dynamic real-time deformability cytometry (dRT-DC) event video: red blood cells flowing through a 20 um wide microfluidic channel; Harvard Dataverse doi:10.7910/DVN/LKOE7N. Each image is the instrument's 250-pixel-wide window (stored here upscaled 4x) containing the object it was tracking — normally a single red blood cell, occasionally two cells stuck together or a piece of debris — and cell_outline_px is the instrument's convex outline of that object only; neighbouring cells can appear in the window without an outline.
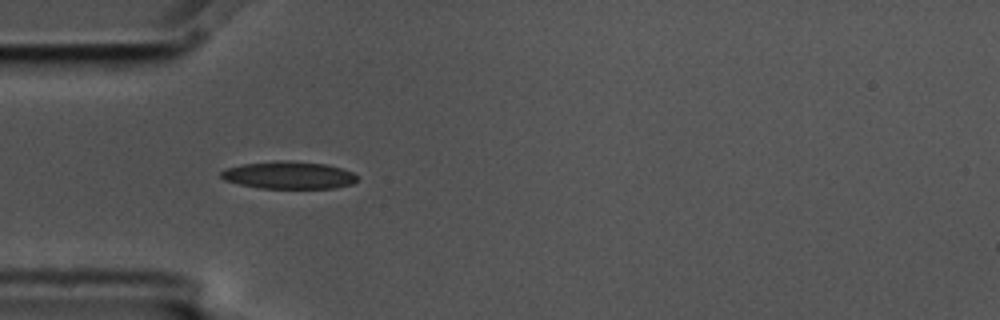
{"species": "common noctule bat (a hibernating species)", "species_latin": "Nyctalus noctula", "temperature_condition": "cold", "stored_images_in_passage": 4, "camera_frame_rate_fps": 3000, "um_per_image_px": 0.085, "animal": {"sex": "male", "body_mass_g": 17.5, "forearm_length_mm": 52.3}, "frame": {"image": 1, "passage_image": 1, "time_ms": 0.0, "image_size_px": [1000, 320], "cell_outline_px": [[356, 180], [352, 184], [336, 188], [260, 188], [240, 184], [224, 180], [220, 176], [220, 172], [228, 168], [244, 164], [288, 160], [324, 164], [340, 168], [352, 172], [356, 176]], "centroid_in_image_um": [24.55, 14.9], "position_along_channel_um": 60.5, "area_um2": 21.44}}